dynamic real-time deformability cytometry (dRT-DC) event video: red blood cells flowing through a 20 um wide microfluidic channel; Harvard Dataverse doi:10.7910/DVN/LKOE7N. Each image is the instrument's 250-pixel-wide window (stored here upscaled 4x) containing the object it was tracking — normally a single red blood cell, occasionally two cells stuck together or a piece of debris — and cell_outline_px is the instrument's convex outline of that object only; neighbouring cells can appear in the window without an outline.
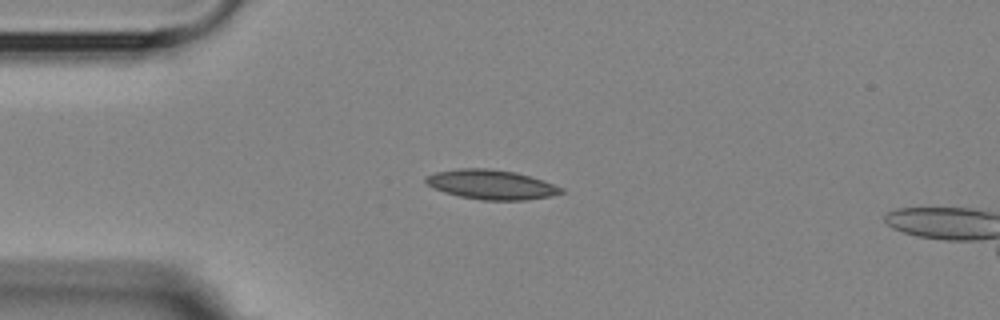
{"species": "Egyptian fruit bat (a non-hibernating species)", "species_latin": "Rousettus aegyptiacus", "temperature_condition": "room temperature", "stored_images_in_passage": 2, "camera_frame_rate_fps": 3000, "um_per_image_px": 0.085, "animal": {"sex": "female"}, "frame": {"image": 1, "passage_image": 1, "time_ms": 0.0, "image_size_px": [1000, 320], "cell_outline_px": [[564, 192], [552, 196], [528, 200], [480, 200], [460, 196], [444, 192], [428, 184], [424, 180], [424, 176], [436, 172], [460, 168], [488, 168], [516, 172], [564, 188]], "centroid_in_image_um": [41.76, 15.69], "position_along_channel_um": 43.2, "area_um2": 23.18}}